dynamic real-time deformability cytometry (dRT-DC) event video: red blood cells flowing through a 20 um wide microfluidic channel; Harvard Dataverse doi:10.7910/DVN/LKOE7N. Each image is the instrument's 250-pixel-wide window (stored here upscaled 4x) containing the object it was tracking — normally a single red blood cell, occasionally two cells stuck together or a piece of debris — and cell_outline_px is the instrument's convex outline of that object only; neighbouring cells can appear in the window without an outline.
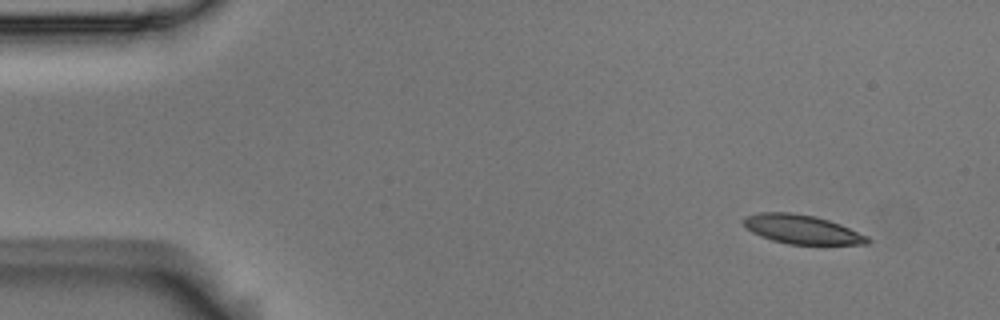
{"species": "Egyptian fruit bat (a non-hibernating species)", "species_latin": "Rousettus aegyptiacus", "temperature_condition": "room temperature", "stored_images_in_passage": 4, "camera_frame_rate_fps": 3000, "um_per_image_px": 0.085, "animal": {"sex": "male"}, "frame": {"image": 1, "passage_image": 1, "time_ms": 0.0, "image_size_px": [1000, 320], "cell_outline_px": [[872, 240], [868, 244], [788, 244], [772, 240], [760, 236], [752, 232], [740, 220], [744, 216], [760, 212], [788, 212], [816, 216], [840, 224], [868, 236]], "centroid_in_image_um": [68.14, 19.49], "position_along_channel_um": 16.9, "area_um2": 20.98}}
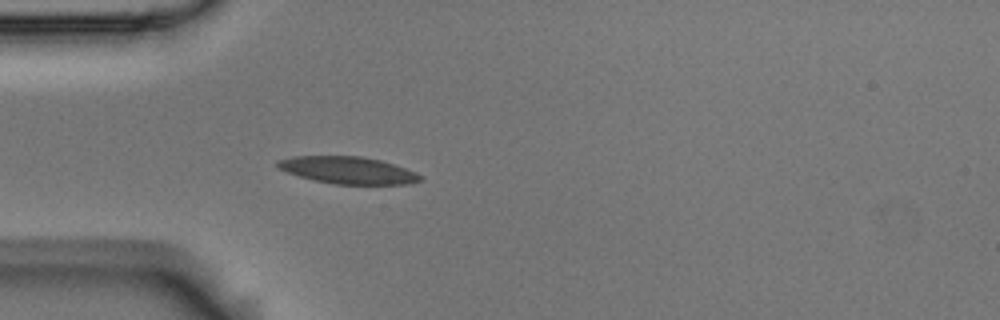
{"frame": {"image": 2, "passage_image": 4, "time_ms": 1.0, "image_size_px": [1000, 320], "cell_outline_px": [[424, 180], [408, 184], [332, 184], [312, 180], [276, 168], [276, 160], [292, 156], [360, 156], [380, 160], [416, 172], [424, 176]], "centroid_in_image_um": [29.56, 14.47], "position_along_channel_um": 55.4, "area_um2": 22.66}}